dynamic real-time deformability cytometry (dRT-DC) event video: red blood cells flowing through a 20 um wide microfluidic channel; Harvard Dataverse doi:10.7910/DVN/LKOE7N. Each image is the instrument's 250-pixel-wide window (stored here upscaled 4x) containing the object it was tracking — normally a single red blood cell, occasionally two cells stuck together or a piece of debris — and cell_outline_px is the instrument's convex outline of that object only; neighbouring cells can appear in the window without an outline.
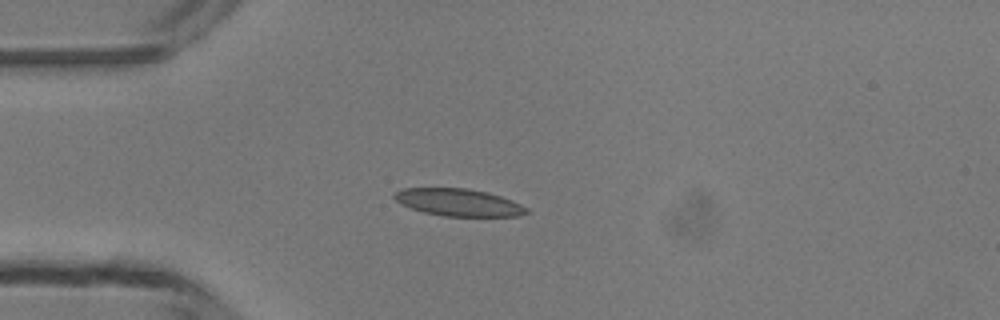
{"species": "common noctule bat (a hibernating species)", "species_latin": "Nyctalus noctula", "temperature_condition": "room temperature", "stored_images_in_passage": 37, "camera_frame_rate_fps": 3000, "um_per_image_px": 0.085, "animal": {"sex": "male", "body_mass_g": 13.3}, "frame": {"image": 1, "passage_image": 1, "time_ms": 0.0, "image_size_px": [1000, 320], "cell_outline_px": [[532, 212], [520, 216], [444, 216], [424, 212], [400, 204], [392, 196], [396, 192], [404, 188], [468, 188], [488, 192], [512, 200], [528, 208]], "centroid_in_image_um": [39.02, 17.2], "position_along_channel_um": 46.0, "area_um2": 21.1}}
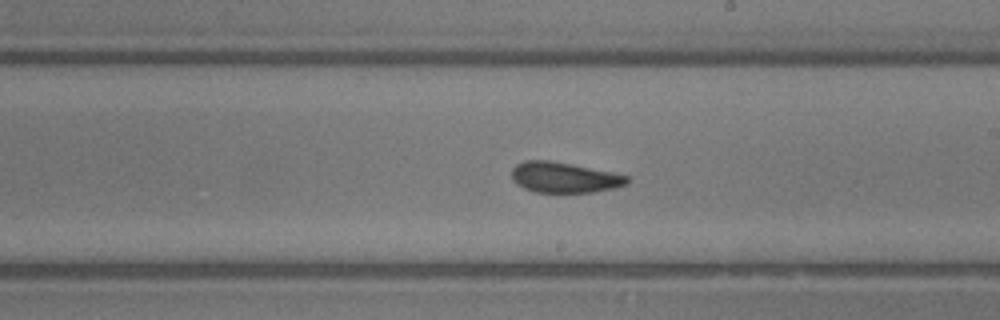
{"frame": {"image": 2, "passage_image": 16, "time_ms": 5.0, "image_size_px": [1000, 320], "cell_outline_px": [[628, 184], [612, 188], [592, 192], [536, 192], [524, 188], [516, 184], [512, 180], [512, 168], [516, 164], [524, 160], [548, 160], [612, 172], [628, 176]], "centroid_in_image_um": [47.92, 15.08], "position_along_channel_um": 241.1, "area_um2": 20.35}}
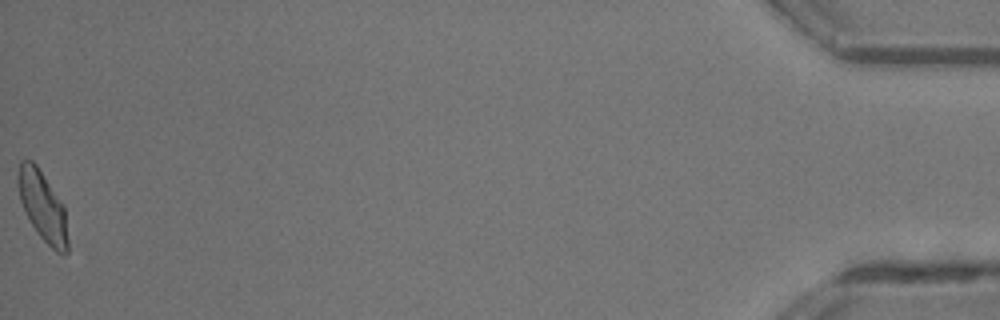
{"frame": {"image": 3, "passage_image": 37, "time_ms": 12.0, "image_size_px": [1000, 320], "cell_outline_px": [[68, 252], [64, 256], [56, 252], [40, 236], [32, 224], [20, 200], [16, 180], [16, 176], [20, 160], [32, 160], [36, 164], [64, 208], [68, 240]], "centroid_in_image_um": [3.6, 17.54], "position_along_channel_um": 431.6, "area_um2": 19.88}, "authors_computed_cell_mechanics": {"area_um2": 20.3456, "velocity_mm_per_s": 4.2292, "shape_relaxation_time_tau1_ms": 2.9665, "shape_relaxation_time_tau2_ms": 1.4196, "deformation_change_tau1": 0.1219, "deformation_change_tau2": 0.0883}}